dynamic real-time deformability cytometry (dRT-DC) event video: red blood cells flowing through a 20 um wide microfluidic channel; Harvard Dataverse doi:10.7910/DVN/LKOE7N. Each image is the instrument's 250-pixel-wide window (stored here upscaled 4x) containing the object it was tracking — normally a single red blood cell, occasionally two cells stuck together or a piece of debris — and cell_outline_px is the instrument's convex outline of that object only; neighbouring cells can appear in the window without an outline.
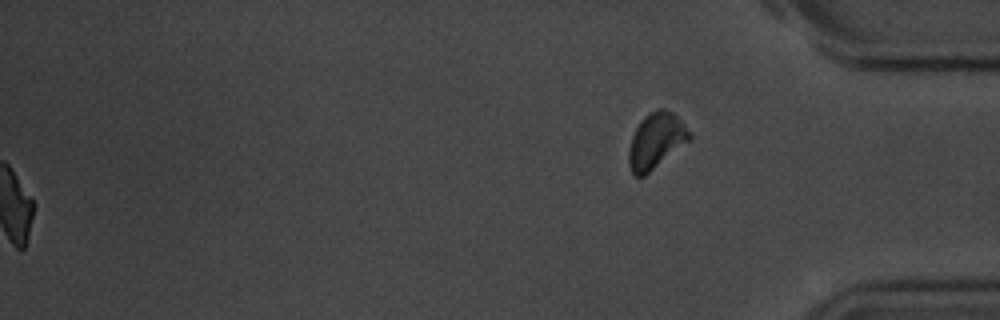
{"species": "common noctule bat (a hibernating species)", "species_latin": "Nyctalus noctula", "temperature_condition": "room temperature", "stored_images_in_passage": 44, "segment_of_instrument_passage": [2, 2], "camera_frame_rate_fps": 3000, "um_per_image_px": 0.085, "animal": {"sex": "male", "body_mass_g": 20.1, "forearm_length_mm": 53.5}, "frame": {"image": 1, "passage_image": 44, "time_ms": 14.333, "image_size_px": [1000, 320], "cell_outline_px": [[692, 140], [644, 176], [632, 176], [628, 164], [628, 152], [632, 136], [640, 120], [648, 112], [656, 108], [664, 108], [672, 112], [692, 132]], "centroid_in_image_um": [55.78, 11.96], "position_along_channel_um": 379.4, "area_um2": 20.11}}